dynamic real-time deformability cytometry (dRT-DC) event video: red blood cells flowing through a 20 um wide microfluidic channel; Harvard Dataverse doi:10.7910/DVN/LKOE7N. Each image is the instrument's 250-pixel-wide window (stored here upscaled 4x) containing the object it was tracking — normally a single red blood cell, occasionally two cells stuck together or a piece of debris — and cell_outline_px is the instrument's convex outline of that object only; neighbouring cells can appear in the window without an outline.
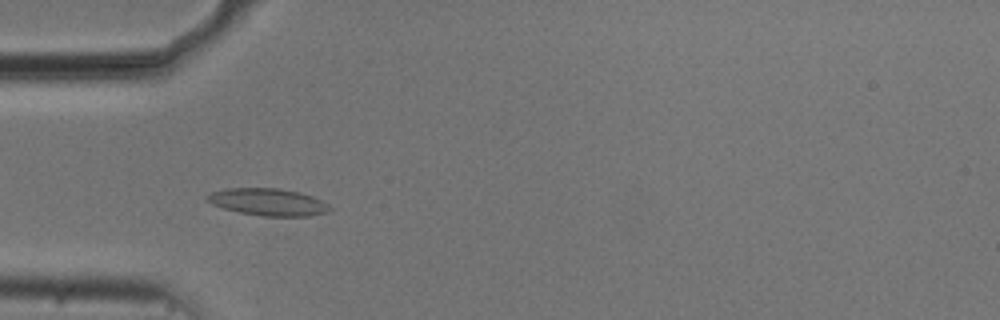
{"species": "common noctule bat (a hibernating species)", "species_latin": "Nyctalus noctula", "temperature_condition": "cold", "stored_images_in_passage": 38, "camera_frame_rate_fps": 3000, "um_per_image_px": 0.085, "animal": {"sex": "male", "body_mass_g": 20.5, "forearm_length_mm": 52.5}, "frame": {"image": 1, "passage_image": 1, "time_ms": 0.0, "image_size_px": [1000, 320], "cell_outline_px": [[332, 208], [328, 212], [308, 216], [264, 216], [240, 212], [224, 208], [212, 204], [204, 196], [212, 192], [224, 188], [280, 188], [300, 192], [312, 196], [328, 204]], "centroid_in_image_um": [22.79, 17.16], "position_along_channel_um": 62.2, "area_um2": 19.36}}
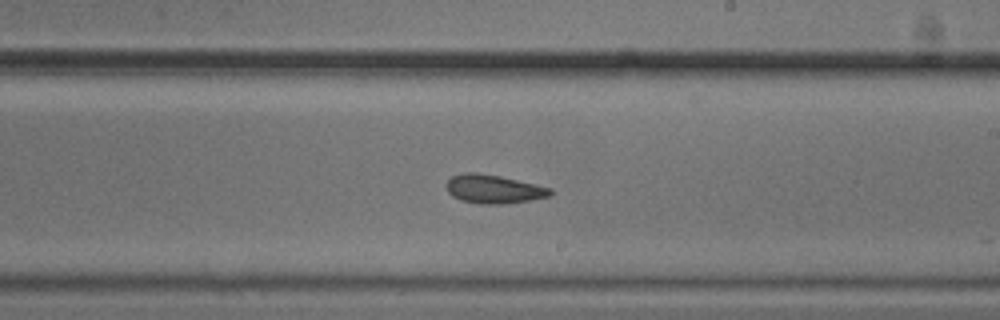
{"frame": {"image": 2, "passage_image": 16, "time_ms": 5.0, "image_size_px": [1000, 320], "cell_outline_px": [[552, 196], [504, 204], [480, 204], [460, 200], [452, 196], [448, 192], [444, 184], [452, 176], [464, 172], [476, 172], [500, 176], [536, 184], [552, 188]], "centroid_in_image_um": [41.94, 16.07], "position_along_channel_um": 247.1, "area_um2": 17.51}}
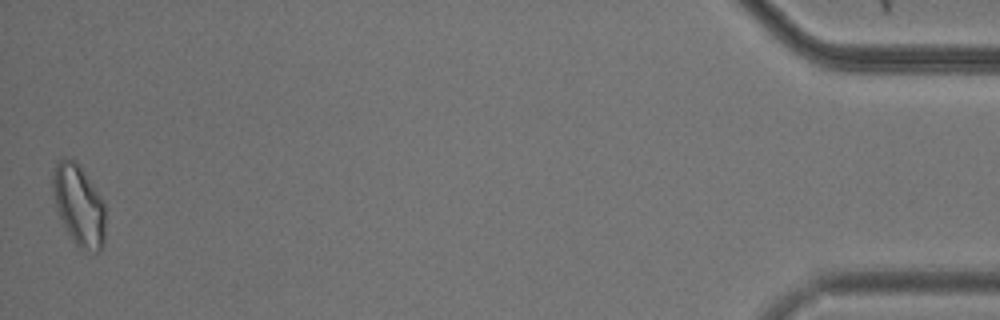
{"frame": {"image": 3, "passage_image": 38, "time_ms": 12.333, "image_size_px": [1000, 320], "cell_outline_px": [[104, 244], [100, 252], [96, 252], [80, 248], [72, 240], [56, 208], [52, 188], [52, 172], [56, 160], [64, 156], [72, 156], [80, 164], [104, 200]], "centroid_in_image_um": [6.69, 17.35], "position_along_channel_um": 428.5, "area_um2": 25.32}, "authors_computed_cell_mechanics": {"area_um2": 17.5134, "velocity_mm_per_s": 3.7201, "shape_relaxation_time_tau1_ms": 7.1032, "shape_relaxation_time_tau2_ms": 4.5492, "deformation_change_tau1": 0.1404, "deformation_change_tau2": 0.11}}